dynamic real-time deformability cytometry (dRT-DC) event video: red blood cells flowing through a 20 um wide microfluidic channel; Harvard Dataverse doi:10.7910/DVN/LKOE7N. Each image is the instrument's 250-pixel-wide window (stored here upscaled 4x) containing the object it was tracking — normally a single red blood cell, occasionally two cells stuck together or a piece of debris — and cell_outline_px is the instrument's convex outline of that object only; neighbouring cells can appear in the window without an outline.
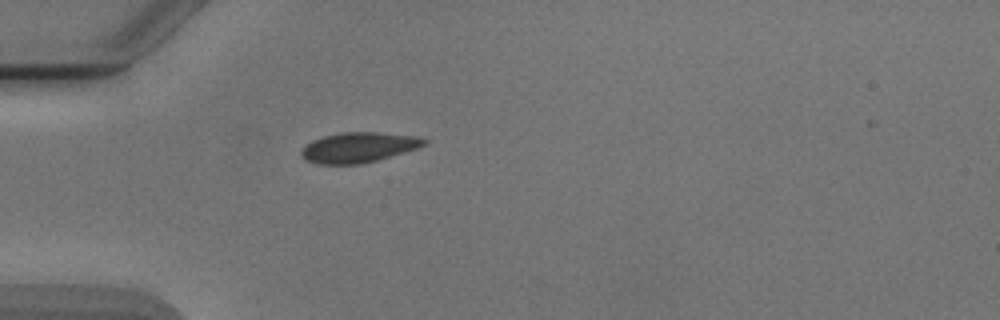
{"species": "Egyptian fruit bat (a non-hibernating species)", "species_latin": "Rousettus aegyptiacus", "temperature_condition": "cold", "stored_images_in_passage": 3, "camera_frame_rate_fps": 3000, "um_per_image_px": 0.085, "animal": {"sex": "male"}, "frame": {"image": 1, "passage_image": 3, "time_ms": 2.667, "image_size_px": [1000, 320], "cell_outline_px": [[428, 144], [404, 152], [376, 160], [360, 164], [316, 164], [304, 160], [300, 156], [300, 152], [312, 140], [324, 136], [340, 132], [376, 132], [420, 136], [428, 140]], "centroid_in_image_um": [30.48, 12.52], "position_along_channel_um": 54.5, "area_um2": 21.68}}